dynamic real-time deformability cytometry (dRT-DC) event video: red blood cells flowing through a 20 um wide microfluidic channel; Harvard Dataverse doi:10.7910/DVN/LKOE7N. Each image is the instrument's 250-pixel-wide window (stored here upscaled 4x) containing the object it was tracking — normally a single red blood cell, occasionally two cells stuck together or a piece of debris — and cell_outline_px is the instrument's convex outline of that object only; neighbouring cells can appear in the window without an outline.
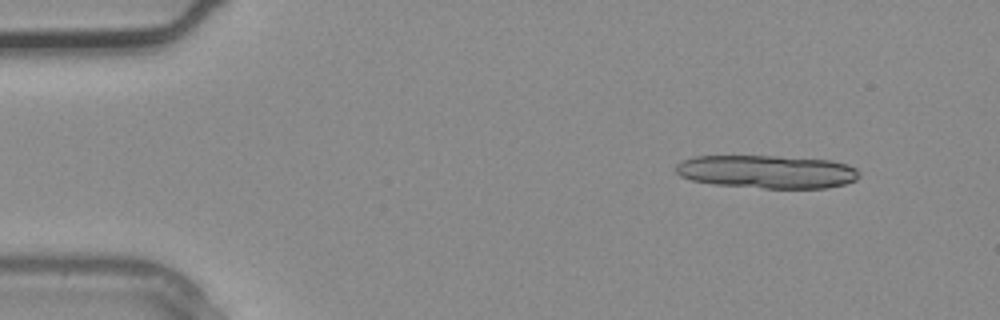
{"species": "common noctule bat (a hibernating species)", "species_latin": "Nyctalus noctula", "temperature_condition": "warm", "stored_images_in_passage": 3, "camera_frame_rate_fps": 3000, "um_per_image_px": 0.085, "animal": {"sex": "male", "body_mass_g": 20.4}, "frame": {"image": 1, "passage_image": 1, "time_ms": 0.0, "image_size_px": [1000, 320], "cell_outline_px": [[860, 176], [856, 180], [844, 184], [828, 188], [764, 188], [712, 184], [692, 180], [680, 176], [676, 172], [676, 164], [684, 160], [696, 156], [776, 156], [832, 160], [848, 164], [856, 168], [860, 172]], "centroid_in_image_um": [65.24, 14.59], "position_along_channel_um": 19.8, "area_um2": 35.6}}